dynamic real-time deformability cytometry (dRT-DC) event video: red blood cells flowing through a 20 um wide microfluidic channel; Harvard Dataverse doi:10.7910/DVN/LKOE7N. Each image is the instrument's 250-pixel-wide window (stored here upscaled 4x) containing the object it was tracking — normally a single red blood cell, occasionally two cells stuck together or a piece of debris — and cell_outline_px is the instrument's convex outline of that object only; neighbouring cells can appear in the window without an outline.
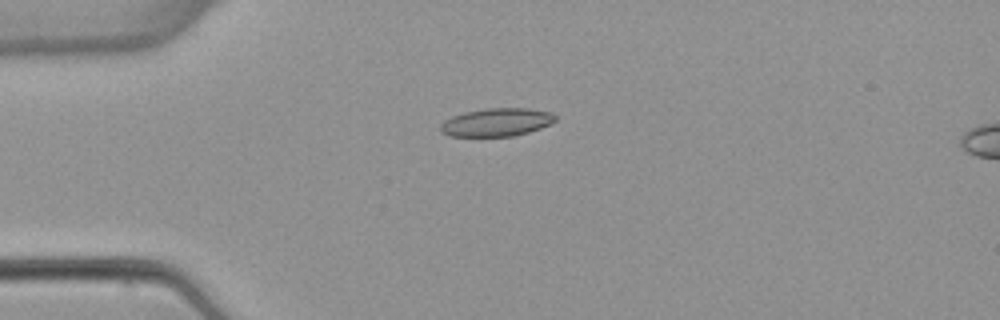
{"species": "common noctule bat (a hibernating species)", "species_latin": "Nyctalus noctula", "temperature_condition": "warm", "stored_images_in_passage": 4, "camera_frame_rate_fps": 3000, "um_per_image_px": 0.085, "animal": {"sex": "female", "body_mass_g": 22.7, "forearm_length_mm": 54.2}, "frame": {"image": 1, "passage_image": 3, "time_ms": 3.333, "image_size_px": [1000, 320], "cell_outline_px": [[556, 120], [552, 124], [528, 132], [512, 136], [448, 136], [440, 132], [440, 124], [444, 120], [452, 116], [464, 112], [488, 108], [528, 108], [552, 112], [556, 116]], "centroid_in_image_um": [42.21, 10.39], "position_along_channel_um": 42.8, "area_um2": 18.96}}